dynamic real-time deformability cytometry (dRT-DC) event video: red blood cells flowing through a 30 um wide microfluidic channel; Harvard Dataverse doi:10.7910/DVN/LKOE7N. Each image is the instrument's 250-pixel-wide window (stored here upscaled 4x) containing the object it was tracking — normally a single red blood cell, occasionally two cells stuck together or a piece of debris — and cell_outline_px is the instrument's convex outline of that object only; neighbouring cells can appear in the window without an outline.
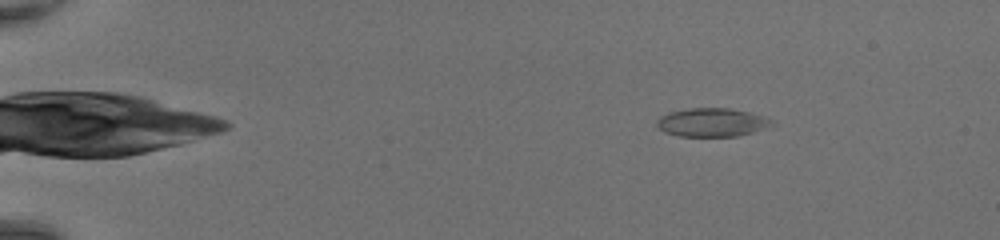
{"species": "common noctule bat (a hibernating species)", "species_latin": "Nyctalus noctula", "temperature_condition": "room temperature", "stored_images_in_passage": 42, "camera_frame_rate_fps": 3000, "um_per_image_px": 0.085, "animal": {"sex": "female", "body_mass_g": 20.0, "forearm_length_mm": 54.0}, "frame": {"image": 1, "passage_image": 1, "time_ms": 0.0, "image_size_px": [1000, 240], "cell_outline_px": [[776, 124], [768, 128], [736, 136], [680, 136], [664, 132], [656, 124], [656, 120], [660, 116], [668, 112], [688, 108], [728, 108], [748, 112], [764, 116], [772, 120]], "centroid_in_image_um": [60.52, 10.4], "position_along_channel_um": 24.5, "area_um2": 19.19}}
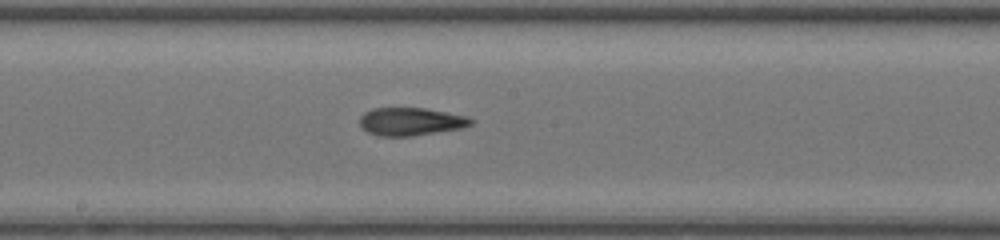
{"frame": {"image": 2, "passage_image": 22, "time_ms": 7.0, "image_size_px": [1000, 240], "cell_outline_px": [[472, 124], [464, 128], [412, 136], [380, 136], [368, 132], [360, 128], [360, 116], [364, 112], [372, 108], [424, 108], [464, 116], [472, 120]], "centroid_in_image_um": [34.86, 10.34], "position_along_channel_um": 213.3, "area_um2": 18.03}}
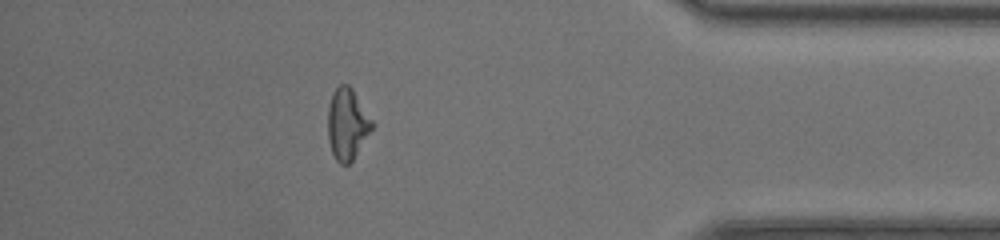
{"frame": {"image": 3, "passage_image": 37, "time_ms": 12.0, "image_size_px": [1000, 240], "cell_outline_px": [[376, 124], [352, 160], [348, 164], [340, 164], [336, 160], [332, 152], [328, 140], [328, 108], [332, 92], [340, 84], [348, 84], [352, 88]], "centroid_in_image_um": [29.53, 10.52], "position_along_channel_um": 405.7, "area_um2": 18.5}, "authors_computed_cell_mechanics": {"area_um2": 18.8139, "velocity_mm_per_s": 4.4328, "shape_relaxation_time_tau1_ms": null, "shape_relaxation_time_tau2_ms": 1.8038, "deformation_change_tau1": null, "deformation_change_tau2": 0.1021}}